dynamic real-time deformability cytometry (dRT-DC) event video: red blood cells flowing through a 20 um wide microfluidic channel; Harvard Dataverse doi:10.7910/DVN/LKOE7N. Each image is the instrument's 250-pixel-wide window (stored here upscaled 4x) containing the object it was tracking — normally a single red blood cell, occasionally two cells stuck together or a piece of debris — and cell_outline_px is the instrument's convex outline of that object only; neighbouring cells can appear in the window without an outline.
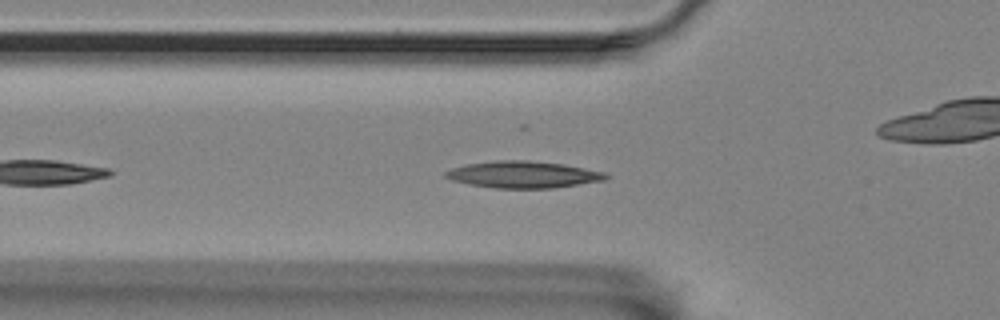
{"species": "Egyptian fruit bat (a non-hibernating species)", "species_latin": "Rousettus aegyptiacus", "temperature_condition": "room temperature", "stored_images_in_passage": 29, "camera_frame_rate_fps": 3000, "um_per_image_px": 0.085, "animal": {"sex": "female"}, "frame": {"image": 1, "passage_image": 7, "time_ms": 2.0, "image_size_px": [1000, 320], "cell_outline_px": [[608, 176], [604, 180], [552, 188], [496, 188], [468, 184], [452, 180], [444, 176], [444, 172], [452, 168], [464, 164], [496, 160], [528, 160], [564, 164], [604, 172]], "centroid_in_image_um": [44.42, 14.83], "position_along_channel_um": 81.4, "area_um2": 24.91}}
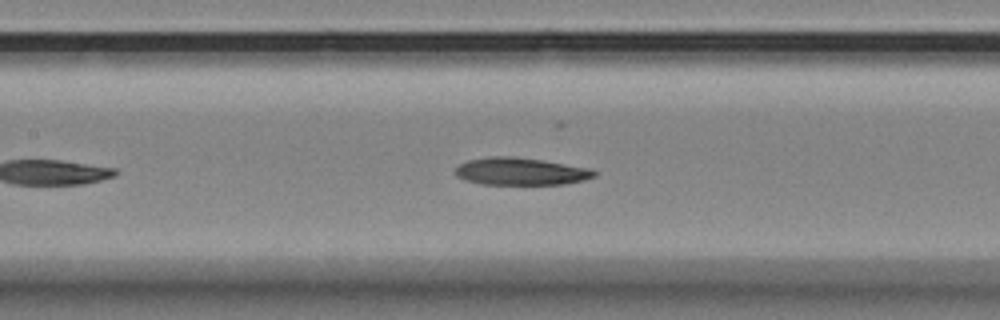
{"frame": {"image": 2, "passage_image": 14, "time_ms": 4.333, "image_size_px": [1000, 320], "cell_outline_px": [[596, 176], [584, 180], [564, 184], [480, 184], [464, 180], [456, 176], [456, 168], [460, 164], [468, 160], [492, 156], [508, 156], [540, 160], [592, 168], [596, 172]], "centroid_in_image_um": [44.26, 14.57], "position_along_channel_um": 163.1, "area_um2": 22.08}}
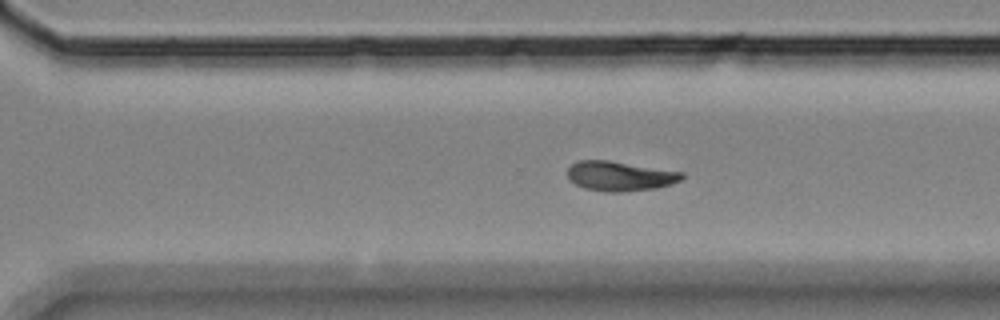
{"frame": {"image": 3, "passage_image": 24, "time_ms": 7.667, "image_size_px": [1000, 320], "cell_outline_px": [[684, 176], [680, 180], [672, 184], [656, 188], [620, 192], [604, 192], [584, 188], [568, 180], [568, 168], [572, 164], [580, 160], [608, 160], [684, 172]], "centroid_in_image_um": [52.69, 14.97], "position_along_channel_um": 317.9, "area_um2": 19.83}}